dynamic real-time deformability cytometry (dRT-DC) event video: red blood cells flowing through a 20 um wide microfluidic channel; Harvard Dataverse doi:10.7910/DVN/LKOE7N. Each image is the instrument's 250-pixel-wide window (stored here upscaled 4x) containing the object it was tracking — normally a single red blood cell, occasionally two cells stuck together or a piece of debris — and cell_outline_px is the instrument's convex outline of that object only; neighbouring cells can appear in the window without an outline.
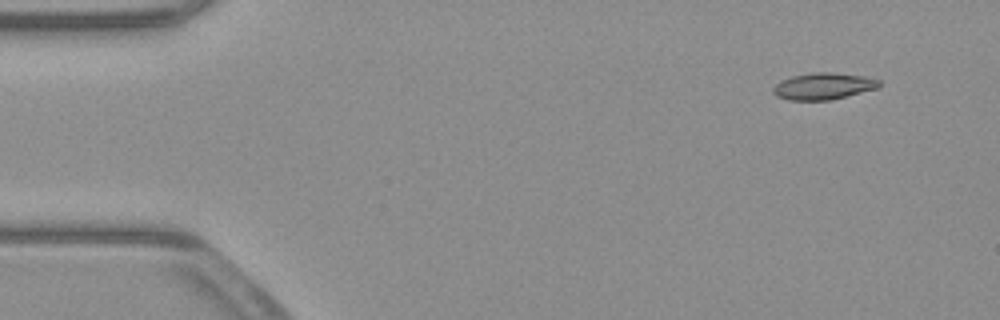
{"species": "common noctule bat (a hibernating species)", "species_latin": "Nyctalus noctula", "temperature_condition": "warm", "stored_images_in_passage": 51, "camera_frame_rate_fps": 3000, "um_per_image_px": 0.085, "animal": {"sex": "male", "body_mass_g": 23.1, "forearm_length_mm": 52.7}, "frame": {"image": 1, "passage_image": 3, "time_ms": 0.667, "image_size_px": [1000, 320], "cell_outline_px": [[880, 84], [876, 88], [832, 100], [788, 100], [776, 96], [772, 92], [772, 88], [780, 80], [792, 76], [812, 72], [832, 72], [864, 76], [880, 80]], "centroid_in_image_um": [69.94, 7.32], "position_along_channel_um": 15.1, "area_um2": 16.53}}
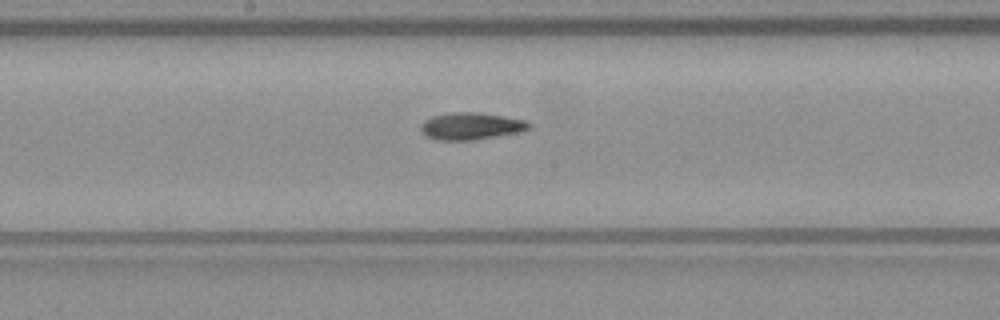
{"frame": {"image": 2, "passage_image": 26, "time_ms": 8.333, "image_size_px": [1000, 320], "cell_outline_px": [[532, 128], [520, 132], [472, 140], [436, 140], [428, 136], [420, 128], [424, 120], [432, 116], [452, 112], [476, 112], [504, 116], [528, 120], [532, 124]], "centroid_in_image_um": [40.1, 10.71], "position_along_channel_um": 208.1, "area_um2": 17.11}}
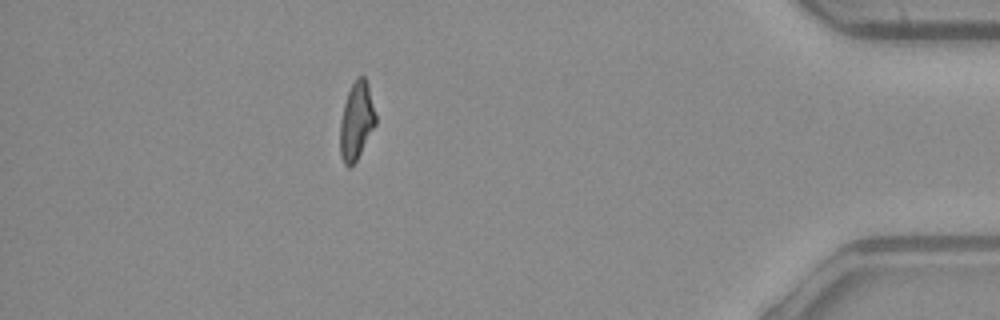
{"frame": {"image": 3, "passage_image": 45, "time_ms": 14.667, "image_size_px": [1000, 320], "cell_outline_px": [[376, 124], [356, 160], [348, 168], [344, 164], [340, 156], [340, 124], [344, 104], [348, 92], [356, 76], [364, 76], [368, 84], [376, 116]], "centroid_in_image_um": [30.29, 10.27], "position_along_channel_um": 404.9, "area_um2": 15.95}, "authors_computed_cell_mechanics": {"area_um2": 16.5886, "velocity_mm_per_s": 3.9412, "shape_relaxation_time_tau1_ms": null, "shape_relaxation_time_tau2_ms": 3.1073, "deformation_change_tau1": null, "deformation_change_tau2": 0.0988}}